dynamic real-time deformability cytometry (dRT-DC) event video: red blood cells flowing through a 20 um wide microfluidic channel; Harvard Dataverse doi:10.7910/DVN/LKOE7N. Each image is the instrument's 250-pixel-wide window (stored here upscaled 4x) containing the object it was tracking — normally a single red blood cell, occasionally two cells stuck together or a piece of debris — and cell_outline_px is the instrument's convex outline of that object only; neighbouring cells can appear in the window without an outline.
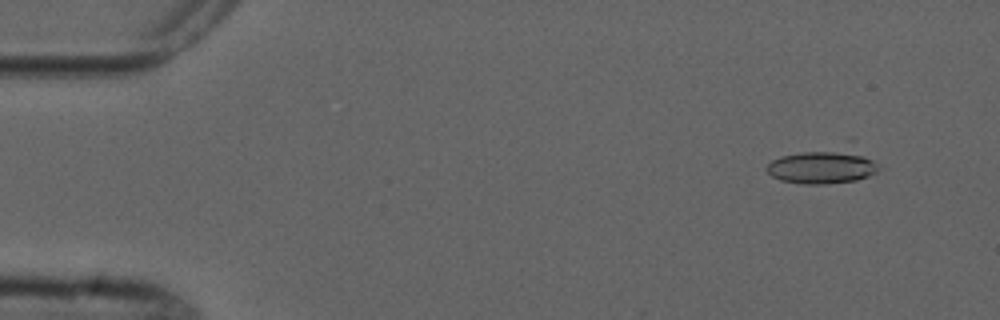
{"species": "common noctule bat (a hibernating species)", "species_latin": "Nyctalus noctula", "temperature_condition": "cold", "stored_images_in_passage": 5, "camera_frame_rate_fps": 3000, "um_per_image_px": 0.085, "animal": {"sex": "male", "forearm_length_mm": 52.5}, "frame": {"image": 1, "passage_image": 2, "time_ms": 1.0, "image_size_px": [1000, 320], "cell_outline_px": [[880, 168], [876, 172], [868, 176], [856, 180], [828, 184], [804, 184], [780, 180], [772, 176], [764, 168], [772, 160], [780, 156], [848, 136], [852, 136]], "centroid_in_image_um": [70.09, 13.91], "position_along_channel_um": 14.9, "area_um2": 25.89}}
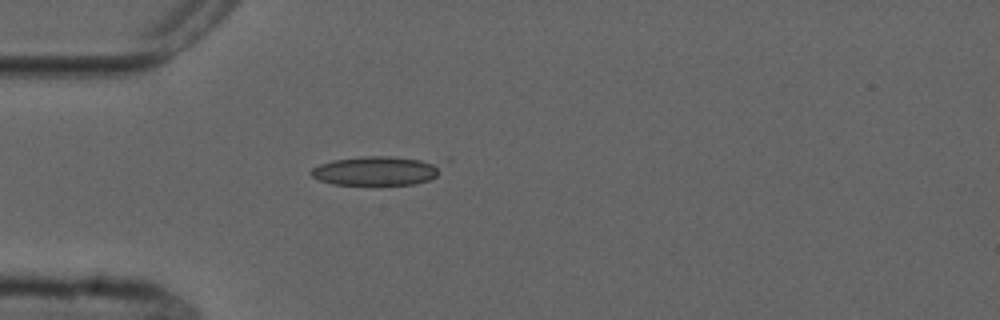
{"frame": {"image": 2, "passage_image": 5, "time_ms": 4.667, "image_size_px": [1000, 320], "cell_outline_px": [[452, 160], [436, 176], [428, 180], [416, 184], [380, 188], [376, 188], [332, 184], [320, 180], [312, 176], [308, 172], [312, 168], [320, 164], [336, 160], [368, 156], [448, 156]], "centroid_in_image_um": [32.35, 14.51], "position_along_channel_um": 52.7, "area_um2": 25.03}}